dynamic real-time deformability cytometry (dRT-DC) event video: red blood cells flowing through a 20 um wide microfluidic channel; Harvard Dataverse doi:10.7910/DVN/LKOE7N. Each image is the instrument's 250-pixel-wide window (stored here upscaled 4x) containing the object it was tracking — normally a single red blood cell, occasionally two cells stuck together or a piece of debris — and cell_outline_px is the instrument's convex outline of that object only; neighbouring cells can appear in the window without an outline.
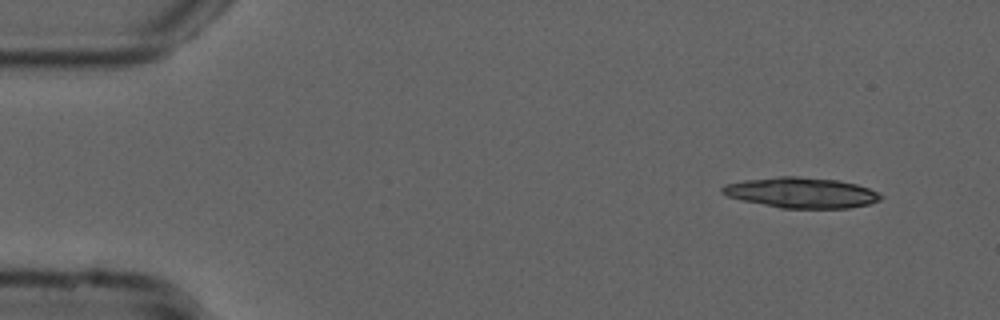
{"species": "common noctule bat (a hibernating species)", "species_latin": "Nyctalus noctula", "temperature_condition": "cold", "stored_images_in_passage": 49, "camera_frame_rate_fps": 3000, "um_per_image_px": 0.085, "animal": {"sex": "male", "forearm_length_mm": 52.5}, "frame": {"image": 1, "passage_image": 1, "time_ms": 0.0, "image_size_px": [1000, 320], "cell_outline_px": [[884, 196], [880, 200], [868, 204], [848, 208], [780, 208], [744, 200], [728, 196], [720, 192], [720, 188], [724, 184], [744, 180], [780, 176], [796, 176], [840, 180], [856, 184], [868, 188]], "centroid_in_image_um": [68.11, 16.37], "position_along_channel_um": 16.9, "area_um2": 28.09}, "authors_computed_cell_mechanics": {"area_um2": 27.2816, "velocity_mm_per_s": 3.7753, "shape_relaxation_time_tau1_ms": 2.2038, "shape_relaxation_time_tau2_ms": null, "deformation_change_tau1": 0.1403, "deformation_change_tau2": null}}